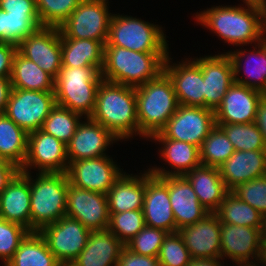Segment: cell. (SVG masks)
<instances>
[{
  "label": "cell",
  "mask_w": 266,
  "mask_h": 266,
  "mask_svg": "<svg viewBox=\"0 0 266 266\" xmlns=\"http://www.w3.org/2000/svg\"><path fill=\"white\" fill-rule=\"evenodd\" d=\"M194 19L229 45L241 48L263 40L261 8L257 5H214L196 12Z\"/></svg>",
  "instance_id": "cell-1"
},
{
  "label": "cell",
  "mask_w": 266,
  "mask_h": 266,
  "mask_svg": "<svg viewBox=\"0 0 266 266\" xmlns=\"http://www.w3.org/2000/svg\"><path fill=\"white\" fill-rule=\"evenodd\" d=\"M90 118L122 142L137 137L139 122L135 87L102 80Z\"/></svg>",
  "instance_id": "cell-2"
},
{
  "label": "cell",
  "mask_w": 266,
  "mask_h": 266,
  "mask_svg": "<svg viewBox=\"0 0 266 266\" xmlns=\"http://www.w3.org/2000/svg\"><path fill=\"white\" fill-rule=\"evenodd\" d=\"M169 53L136 52L119 46H104L103 80L137 87L164 71Z\"/></svg>",
  "instance_id": "cell-3"
},
{
  "label": "cell",
  "mask_w": 266,
  "mask_h": 266,
  "mask_svg": "<svg viewBox=\"0 0 266 266\" xmlns=\"http://www.w3.org/2000/svg\"><path fill=\"white\" fill-rule=\"evenodd\" d=\"M140 139L159 133L179 107L173 83L163 71L157 78L135 87Z\"/></svg>",
  "instance_id": "cell-4"
},
{
  "label": "cell",
  "mask_w": 266,
  "mask_h": 266,
  "mask_svg": "<svg viewBox=\"0 0 266 266\" xmlns=\"http://www.w3.org/2000/svg\"><path fill=\"white\" fill-rule=\"evenodd\" d=\"M103 78L97 67L61 66L54 80L56 104L84 118L93 114L97 90Z\"/></svg>",
  "instance_id": "cell-5"
},
{
  "label": "cell",
  "mask_w": 266,
  "mask_h": 266,
  "mask_svg": "<svg viewBox=\"0 0 266 266\" xmlns=\"http://www.w3.org/2000/svg\"><path fill=\"white\" fill-rule=\"evenodd\" d=\"M23 173L29 178L31 191V232L39 231L66 216V173L36 172L35 177L32 173Z\"/></svg>",
  "instance_id": "cell-6"
},
{
  "label": "cell",
  "mask_w": 266,
  "mask_h": 266,
  "mask_svg": "<svg viewBox=\"0 0 266 266\" xmlns=\"http://www.w3.org/2000/svg\"><path fill=\"white\" fill-rule=\"evenodd\" d=\"M164 28L131 15L113 14L104 46H119L136 52L170 53Z\"/></svg>",
  "instance_id": "cell-7"
},
{
  "label": "cell",
  "mask_w": 266,
  "mask_h": 266,
  "mask_svg": "<svg viewBox=\"0 0 266 266\" xmlns=\"http://www.w3.org/2000/svg\"><path fill=\"white\" fill-rule=\"evenodd\" d=\"M109 0H81L77 8L59 26L61 38L107 42L113 13Z\"/></svg>",
  "instance_id": "cell-8"
},
{
  "label": "cell",
  "mask_w": 266,
  "mask_h": 266,
  "mask_svg": "<svg viewBox=\"0 0 266 266\" xmlns=\"http://www.w3.org/2000/svg\"><path fill=\"white\" fill-rule=\"evenodd\" d=\"M215 126V111L204 107L179 105L165 127L150 139H173L200 148Z\"/></svg>",
  "instance_id": "cell-9"
},
{
  "label": "cell",
  "mask_w": 266,
  "mask_h": 266,
  "mask_svg": "<svg viewBox=\"0 0 266 266\" xmlns=\"http://www.w3.org/2000/svg\"><path fill=\"white\" fill-rule=\"evenodd\" d=\"M55 106L54 92L12 88L4 114L30 133L41 129Z\"/></svg>",
  "instance_id": "cell-10"
},
{
  "label": "cell",
  "mask_w": 266,
  "mask_h": 266,
  "mask_svg": "<svg viewBox=\"0 0 266 266\" xmlns=\"http://www.w3.org/2000/svg\"><path fill=\"white\" fill-rule=\"evenodd\" d=\"M38 232L60 264H71L86 246L91 231L79 220L64 216Z\"/></svg>",
  "instance_id": "cell-11"
},
{
  "label": "cell",
  "mask_w": 266,
  "mask_h": 266,
  "mask_svg": "<svg viewBox=\"0 0 266 266\" xmlns=\"http://www.w3.org/2000/svg\"><path fill=\"white\" fill-rule=\"evenodd\" d=\"M112 156L82 159L68 163V182L75 187L107 194L125 172Z\"/></svg>",
  "instance_id": "cell-12"
},
{
  "label": "cell",
  "mask_w": 266,
  "mask_h": 266,
  "mask_svg": "<svg viewBox=\"0 0 266 266\" xmlns=\"http://www.w3.org/2000/svg\"><path fill=\"white\" fill-rule=\"evenodd\" d=\"M32 168L38 173H66V145L41 129L28 133L27 155L20 171L31 173Z\"/></svg>",
  "instance_id": "cell-13"
},
{
  "label": "cell",
  "mask_w": 266,
  "mask_h": 266,
  "mask_svg": "<svg viewBox=\"0 0 266 266\" xmlns=\"http://www.w3.org/2000/svg\"><path fill=\"white\" fill-rule=\"evenodd\" d=\"M66 216L79 220L90 231L107 230L110 217L107 195L68 182Z\"/></svg>",
  "instance_id": "cell-14"
},
{
  "label": "cell",
  "mask_w": 266,
  "mask_h": 266,
  "mask_svg": "<svg viewBox=\"0 0 266 266\" xmlns=\"http://www.w3.org/2000/svg\"><path fill=\"white\" fill-rule=\"evenodd\" d=\"M17 51L55 79L62 66L59 28L40 27L17 45Z\"/></svg>",
  "instance_id": "cell-15"
},
{
  "label": "cell",
  "mask_w": 266,
  "mask_h": 266,
  "mask_svg": "<svg viewBox=\"0 0 266 266\" xmlns=\"http://www.w3.org/2000/svg\"><path fill=\"white\" fill-rule=\"evenodd\" d=\"M261 228L221 224V259L232 261L233 266L259 262Z\"/></svg>",
  "instance_id": "cell-16"
},
{
  "label": "cell",
  "mask_w": 266,
  "mask_h": 266,
  "mask_svg": "<svg viewBox=\"0 0 266 266\" xmlns=\"http://www.w3.org/2000/svg\"><path fill=\"white\" fill-rule=\"evenodd\" d=\"M145 225L176 232V223L170 203L168 176L157 177L145 170V198L143 204Z\"/></svg>",
  "instance_id": "cell-17"
},
{
  "label": "cell",
  "mask_w": 266,
  "mask_h": 266,
  "mask_svg": "<svg viewBox=\"0 0 266 266\" xmlns=\"http://www.w3.org/2000/svg\"><path fill=\"white\" fill-rule=\"evenodd\" d=\"M200 67L204 82V108L215 111L234 83L233 65L227 53L192 58Z\"/></svg>",
  "instance_id": "cell-18"
},
{
  "label": "cell",
  "mask_w": 266,
  "mask_h": 266,
  "mask_svg": "<svg viewBox=\"0 0 266 266\" xmlns=\"http://www.w3.org/2000/svg\"><path fill=\"white\" fill-rule=\"evenodd\" d=\"M172 59L168 54L164 62V72L173 83L179 105L204 107V82L201 67L192 57L184 58L182 62L176 63H173Z\"/></svg>",
  "instance_id": "cell-19"
},
{
  "label": "cell",
  "mask_w": 266,
  "mask_h": 266,
  "mask_svg": "<svg viewBox=\"0 0 266 266\" xmlns=\"http://www.w3.org/2000/svg\"><path fill=\"white\" fill-rule=\"evenodd\" d=\"M118 141L120 140L100 123L93 121L90 117H85L66 145L68 163L107 156L108 148Z\"/></svg>",
  "instance_id": "cell-20"
},
{
  "label": "cell",
  "mask_w": 266,
  "mask_h": 266,
  "mask_svg": "<svg viewBox=\"0 0 266 266\" xmlns=\"http://www.w3.org/2000/svg\"><path fill=\"white\" fill-rule=\"evenodd\" d=\"M263 95L260 91L234 82L215 110L216 124L253 123Z\"/></svg>",
  "instance_id": "cell-21"
},
{
  "label": "cell",
  "mask_w": 266,
  "mask_h": 266,
  "mask_svg": "<svg viewBox=\"0 0 266 266\" xmlns=\"http://www.w3.org/2000/svg\"><path fill=\"white\" fill-rule=\"evenodd\" d=\"M220 226L218 216L208 213L202 220L178 231L192 259L221 258Z\"/></svg>",
  "instance_id": "cell-22"
},
{
  "label": "cell",
  "mask_w": 266,
  "mask_h": 266,
  "mask_svg": "<svg viewBox=\"0 0 266 266\" xmlns=\"http://www.w3.org/2000/svg\"><path fill=\"white\" fill-rule=\"evenodd\" d=\"M252 47V50H247L245 48L243 50L242 48H239L235 49L236 51L228 50V52L224 53H227L231 59L233 65L234 82L247 86L251 89H255L265 94L266 41L262 40L257 45H252ZM241 70L244 71L243 76L241 75Z\"/></svg>",
  "instance_id": "cell-23"
},
{
  "label": "cell",
  "mask_w": 266,
  "mask_h": 266,
  "mask_svg": "<svg viewBox=\"0 0 266 266\" xmlns=\"http://www.w3.org/2000/svg\"><path fill=\"white\" fill-rule=\"evenodd\" d=\"M149 140L161 144L160 149H158L159 158H162L166 162L164 164L168 163L169 168H171V170L168 166L165 168L164 165L163 168L156 165L150 166L148 169L152 175L157 177L184 176L193 168L201 165L199 147L193 144L173 139Z\"/></svg>",
  "instance_id": "cell-24"
},
{
  "label": "cell",
  "mask_w": 266,
  "mask_h": 266,
  "mask_svg": "<svg viewBox=\"0 0 266 266\" xmlns=\"http://www.w3.org/2000/svg\"><path fill=\"white\" fill-rule=\"evenodd\" d=\"M168 190L176 232L202 220L209 212L201 205L189 181L184 176H168Z\"/></svg>",
  "instance_id": "cell-25"
},
{
  "label": "cell",
  "mask_w": 266,
  "mask_h": 266,
  "mask_svg": "<svg viewBox=\"0 0 266 266\" xmlns=\"http://www.w3.org/2000/svg\"><path fill=\"white\" fill-rule=\"evenodd\" d=\"M30 200L29 178L19 171L0 193V218L31 231Z\"/></svg>",
  "instance_id": "cell-26"
},
{
  "label": "cell",
  "mask_w": 266,
  "mask_h": 266,
  "mask_svg": "<svg viewBox=\"0 0 266 266\" xmlns=\"http://www.w3.org/2000/svg\"><path fill=\"white\" fill-rule=\"evenodd\" d=\"M219 171L231 191L238 184L266 175V150L235 151Z\"/></svg>",
  "instance_id": "cell-27"
},
{
  "label": "cell",
  "mask_w": 266,
  "mask_h": 266,
  "mask_svg": "<svg viewBox=\"0 0 266 266\" xmlns=\"http://www.w3.org/2000/svg\"><path fill=\"white\" fill-rule=\"evenodd\" d=\"M125 245L108 229L91 231L81 253L71 263L73 266H117Z\"/></svg>",
  "instance_id": "cell-28"
},
{
  "label": "cell",
  "mask_w": 266,
  "mask_h": 266,
  "mask_svg": "<svg viewBox=\"0 0 266 266\" xmlns=\"http://www.w3.org/2000/svg\"><path fill=\"white\" fill-rule=\"evenodd\" d=\"M194 189L199 202L209 212L215 213L230 192L221 178L219 168L200 165L184 175Z\"/></svg>",
  "instance_id": "cell-29"
},
{
  "label": "cell",
  "mask_w": 266,
  "mask_h": 266,
  "mask_svg": "<svg viewBox=\"0 0 266 266\" xmlns=\"http://www.w3.org/2000/svg\"><path fill=\"white\" fill-rule=\"evenodd\" d=\"M109 213L143 210L145 170L138 175L124 172L107 192Z\"/></svg>",
  "instance_id": "cell-30"
},
{
  "label": "cell",
  "mask_w": 266,
  "mask_h": 266,
  "mask_svg": "<svg viewBox=\"0 0 266 266\" xmlns=\"http://www.w3.org/2000/svg\"><path fill=\"white\" fill-rule=\"evenodd\" d=\"M62 66L97 67L102 71L104 44L90 39L61 38Z\"/></svg>",
  "instance_id": "cell-31"
},
{
  "label": "cell",
  "mask_w": 266,
  "mask_h": 266,
  "mask_svg": "<svg viewBox=\"0 0 266 266\" xmlns=\"http://www.w3.org/2000/svg\"><path fill=\"white\" fill-rule=\"evenodd\" d=\"M10 80L15 89L54 92L55 79L18 51L13 59Z\"/></svg>",
  "instance_id": "cell-32"
},
{
  "label": "cell",
  "mask_w": 266,
  "mask_h": 266,
  "mask_svg": "<svg viewBox=\"0 0 266 266\" xmlns=\"http://www.w3.org/2000/svg\"><path fill=\"white\" fill-rule=\"evenodd\" d=\"M28 133L0 114V159L22 168L27 155Z\"/></svg>",
  "instance_id": "cell-33"
},
{
  "label": "cell",
  "mask_w": 266,
  "mask_h": 266,
  "mask_svg": "<svg viewBox=\"0 0 266 266\" xmlns=\"http://www.w3.org/2000/svg\"><path fill=\"white\" fill-rule=\"evenodd\" d=\"M38 231L30 232L4 266H59Z\"/></svg>",
  "instance_id": "cell-34"
},
{
  "label": "cell",
  "mask_w": 266,
  "mask_h": 266,
  "mask_svg": "<svg viewBox=\"0 0 266 266\" xmlns=\"http://www.w3.org/2000/svg\"><path fill=\"white\" fill-rule=\"evenodd\" d=\"M215 214L221 224H234L253 228L262 227V215L231 192L225 196Z\"/></svg>",
  "instance_id": "cell-35"
},
{
  "label": "cell",
  "mask_w": 266,
  "mask_h": 266,
  "mask_svg": "<svg viewBox=\"0 0 266 266\" xmlns=\"http://www.w3.org/2000/svg\"><path fill=\"white\" fill-rule=\"evenodd\" d=\"M81 119H84L81 114L56 104L43 122L41 130L67 145L75 134Z\"/></svg>",
  "instance_id": "cell-36"
},
{
  "label": "cell",
  "mask_w": 266,
  "mask_h": 266,
  "mask_svg": "<svg viewBox=\"0 0 266 266\" xmlns=\"http://www.w3.org/2000/svg\"><path fill=\"white\" fill-rule=\"evenodd\" d=\"M199 151L202 165L219 168L235 152V148L216 125L202 142Z\"/></svg>",
  "instance_id": "cell-37"
},
{
  "label": "cell",
  "mask_w": 266,
  "mask_h": 266,
  "mask_svg": "<svg viewBox=\"0 0 266 266\" xmlns=\"http://www.w3.org/2000/svg\"><path fill=\"white\" fill-rule=\"evenodd\" d=\"M216 125L227 135L235 151L266 150L262 133L254 122Z\"/></svg>",
  "instance_id": "cell-38"
},
{
  "label": "cell",
  "mask_w": 266,
  "mask_h": 266,
  "mask_svg": "<svg viewBox=\"0 0 266 266\" xmlns=\"http://www.w3.org/2000/svg\"><path fill=\"white\" fill-rule=\"evenodd\" d=\"M40 27L37 13L10 14L4 11L3 42L18 45Z\"/></svg>",
  "instance_id": "cell-39"
},
{
  "label": "cell",
  "mask_w": 266,
  "mask_h": 266,
  "mask_svg": "<svg viewBox=\"0 0 266 266\" xmlns=\"http://www.w3.org/2000/svg\"><path fill=\"white\" fill-rule=\"evenodd\" d=\"M108 230L124 245L136 236L146 225L143 210L109 213Z\"/></svg>",
  "instance_id": "cell-40"
},
{
  "label": "cell",
  "mask_w": 266,
  "mask_h": 266,
  "mask_svg": "<svg viewBox=\"0 0 266 266\" xmlns=\"http://www.w3.org/2000/svg\"><path fill=\"white\" fill-rule=\"evenodd\" d=\"M42 26L58 27L77 8L81 0H35Z\"/></svg>",
  "instance_id": "cell-41"
},
{
  "label": "cell",
  "mask_w": 266,
  "mask_h": 266,
  "mask_svg": "<svg viewBox=\"0 0 266 266\" xmlns=\"http://www.w3.org/2000/svg\"><path fill=\"white\" fill-rule=\"evenodd\" d=\"M192 260L179 232L168 233L158 255L161 266H186Z\"/></svg>",
  "instance_id": "cell-42"
},
{
  "label": "cell",
  "mask_w": 266,
  "mask_h": 266,
  "mask_svg": "<svg viewBox=\"0 0 266 266\" xmlns=\"http://www.w3.org/2000/svg\"><path fill=\"white\" fill-rule=\"evenodd\" d=\"M167 234L164 230L145 226L125 247L138 255L158 257Z\"/></svg>",
  "instance_id": "cell-43"
},
{
  "label": "cell",
  "mask_w": 266,
  "mask_h": 266,
  "mask_svg": "<svg viewBox=\"0 0 266 266\" xmlns=\"http://www.w3.org/2000/svg\"><path fill=\"white\" fill-rule=\"evenodd\" d=\"M31 231L23 225L0 218V260L4 266Z\"/></svg>",
  "instance_id": "cell-44"
},
{
  "label": "cell",
  "mask_w": 266,
  "mask_h": 266,
  "mask_svg": "<svg viewBox=\"0 0 266 266\" xmlns=\"http://www.w3.org/2000/svg\"><path fill=\"white\" fill-rule=\"evenodd\" d=\"M230 192L262 216L266 215V175L238 184Z\"/></svg>",
  "instance_id": "cell-45"
},
{
  "label": "cell",
  "mask_w": 266,
  "mask_h": 266,
  "mask_svg": "<svg viewBox=\"0 0 266 266\" xmlns=\"http://www.w3.org/2000/svg\"><path fill=\"white\" fill-rule=\"evenodd\" d=\"M117 266H161L158 257L138 255L124 247Z\"/></svg>",
  "instance_id": "cell-46"
},
{
  "label": "cell",
  "mask_w": 266,
  "mask_h": 266,
  "mask_svg": "<svg viewBox=\"0 0 266 266\" xmlns=\"http://www.w3.org/2000/svg\"><path fill=\"white\" fill-rule=\"evenodd\" d=\"M17 45L0 42V77H11Z\"/></svg>",
  "instance_id": "cell-47"
},
{
  "label": "cell",
  "mask_w": 266,
  "mask_h": 266,
  "mask_svg": "<svg viewBox=\"0 0 266 266\" xmlns=\"http://www.w3.org/2000/svg\"><path fill=\"white\" fill-rule=\"evenodd\" d=\"M0 9L10 14L37 13L35 0H0Z\"/></svg>",
  "instance_id": "cell-48"
},
{
  "label": "cell",
  "mask_w": 266,
  "mask_h": 266,
  "mask_svg": "<svg viewBox=\"0 0 266 266\" xmlns=\"http://www.w3.org/2000/svg\"><path fill=\"white\" fill-rule=\"evenodd\" d=\"M20 171L18 167L7 161H0V193Z\"/></svg>",
  "instance_id": "cell-49"
},
{
  "label": "cell",
  "mask_w": 266,
  "mask_h": 266,
  "mask_svg": "<svg viewBox=\"0 0 266 266\" xmlns=\"http://www.w3.org/2000/svg\"><path fill=\"white\" fill-rule=\"evenodd\" d=\"M254 123L258 126L262 133L264 143L266 145V95H263L258 102Z\"/></svg>",
  "instance_id": "cell-50"
},
{
  "label": "cell",
  "mask_w": 266,
  "mask_h": 266,
  "mask_svg": "<svg viewBox=\"0 0 266 266\" xmlns=\"http://www.w3.org/2000/svg\"><path fill=\"white\" fill-rule=\"evenodd\" d=\"M12 90L10 77H0V114H4Z\"/></svg>",
  "instance_id": "cell-51"
},
{
  "label": "cell",
  "mask_w": 266,
  "mask_h": 266,
  "mask_svg": "<svg viewBox=\"0 0 266 266\" xmlns=\"http://www.w3.org/2000/svg\"><path fill=\"white\" fill-rule=\"evenodd\" d=\"M221 258H196L192 259L186 266H225Z\"/></svg>",
  "instance_id": "cell-52"
},
{
  "label": "cell",
  "mask_w": 266,
  "mask_h": 266,
  "mask_svg": "<svg viewBox=\"0 0 266 266\" xmlns=\"http://www.w3.org/2000/svg\"><path fill=\"white\" fill-rule=\"evenodd\" d=\"M261 8V23H262V39L266 41V3L260 6Z\"/></svg>",
  "instance_id": "cell-53"
},
{
  "label": "cell",
  "mask_w": 266,
  "mask_h": 266,
  "mask_svg": "<svg viewBox=\"0 0 266 266\" xmlns=\"http://www.w3.org/2000/svg\"><path fill=\"white\" fill-rule=\"evenodd\" d=\"M259 263H262L264 266H266V240H261V253Z\"/></svg>",
  "instance_id": "cell-54"
},
{
  "label": "cell",
  "mask_w": 266,
  "mask_h": 266,
  "mask_svg": "<svg viewBox=\"0 0 266 266\" xmlns=\"http://www.w3.org/2000/svg\"><path fill=\"white\" fill-rule=\"evenodd\" d=\"M4 11L0 9V42H3Z\"/></svg>",
  "instance_id": "cell-55"
},
{
  "label": "cell",
  "mask_w": 266,
  "mask_h": 266,
  "mask_svg": "<svg viewBox=\"0 0 266 266\" xmlns=\"http://www.w3.org/2000/svg\"><path fill=\"white\" fill-rule=\"evenodd\" d=\"M261 240H266V215L262 216Z\"/></svg>",
  "instance_id": "cell-56"
},
{
  "label": "cell",
  "mask_w": 266,
  "mask_h": 266,
  "mask_svg": "<svg viewBox=\"0 0 266 266\" xmlns=\"http://www.w3.org/2000/svg\"><path fill=\"white\" fill-rule=\"evenodd\" d=\"M241 1H243L245 4H253L261 6V0H241Z\"/></svg>",
  "instance_id": "cell-57"
},
{
  "label": "cell",
  "mask_w": 266,
  "mask_h": 266,
  "mask_svg": "<svg viewBox=\"0 0 266 266\" xmlns=\"http://www.w3.org/2000/svg\"><path fill=\"white\" fill-rule=\"evenodd\" d=\"M59 266H73L72 264H59Z\"/></svg>",
  "instance_id": "cell-58"
},
{
  "label": "cell",
  "mask_w": 266,
  "mask_h": 266,
  "mask_svg": "<svg viewBox=\"0 0 266 266\" xmlns=\"http://www.w3.org/2000/svg\"><path fill=\"white\" fill-rule=\"evenodd\" d=\"M264 3H266V0H261V5H263Z\"/></svg>",
  "instance_id": "cell-59"
}]
</instances>
